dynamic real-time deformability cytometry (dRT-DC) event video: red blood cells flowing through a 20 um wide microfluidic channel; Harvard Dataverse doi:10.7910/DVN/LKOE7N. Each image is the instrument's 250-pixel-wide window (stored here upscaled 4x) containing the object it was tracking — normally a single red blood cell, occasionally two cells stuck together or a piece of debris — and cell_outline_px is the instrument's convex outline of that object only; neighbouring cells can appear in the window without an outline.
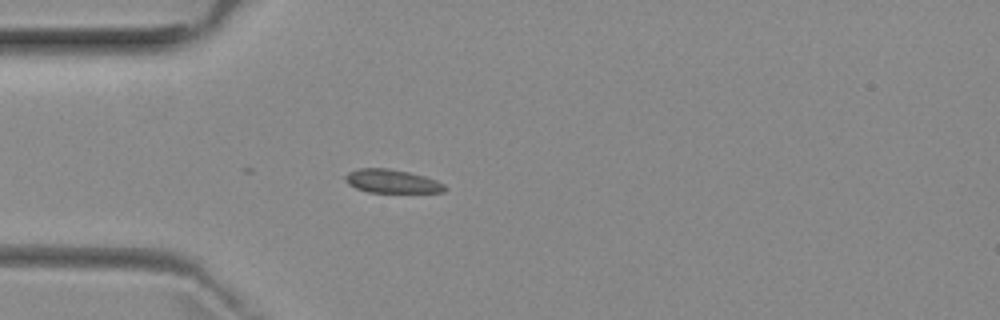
{"species": "common noctule bat (a hibernating species)", "species_latin": "Nyctalus noctula", "temperature_condition": "room temperature", "stored_images_in_passage": 4, "camera_frame_rate_fps": 3000, "um_per_image_px": 0.085, "animal": {"sex": "female", "body_mass_g": 29.2, "forearm_length_mm": 56.3}, "frame": {"image": 1, "passage_image": 4, "time_ms": 3.333, "image_size_px": [1000, 320], "cell_outline_px": [[448, 188], [444, 192], [368, 192], [356, 188], [348, 184], [344, 180], [344, 176], [348, 172], [360, 168], [388, 168], [408, 172], [424, 176], [436, 180], [444, 184]], "centroid_in_image_um": [33.3, 15.4], "position_along_channel_um": 51.7, "area_um2": 13.64}}